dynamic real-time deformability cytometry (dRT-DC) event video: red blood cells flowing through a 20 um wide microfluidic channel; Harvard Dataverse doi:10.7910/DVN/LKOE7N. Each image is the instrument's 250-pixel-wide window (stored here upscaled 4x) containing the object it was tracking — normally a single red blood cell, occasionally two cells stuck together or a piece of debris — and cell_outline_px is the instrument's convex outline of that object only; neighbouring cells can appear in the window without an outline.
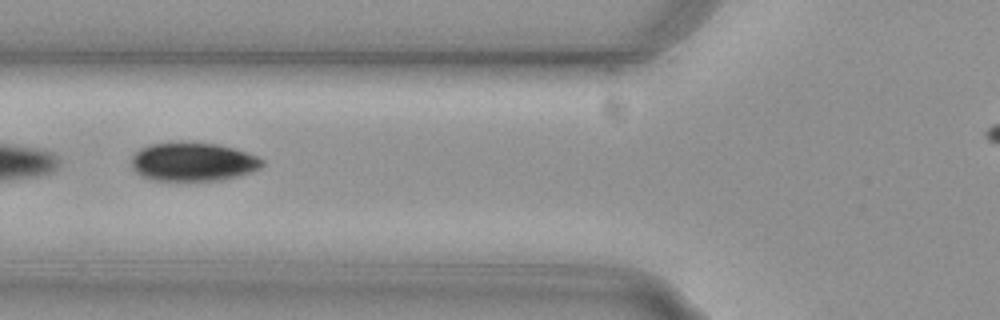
{"species": "common noctule bat (a hibernating species)", "species_latin": "Nyctalus noctula", "temperature_condition": "cold", "stored_images_in_passage": 27, "camera_frame_rate_fps": 3000, "um_per_image_px": 0.085, "animal": {"sex": "female", "body_mass_g": 29.2, "forearm_length_mm": 56.3}, "frame": {"image": 1, "passage_image": 16, "time_ms": 5.0, "image_size_px": [1000, 320], "cell_outline_px": [[264, 164], [260, 168], [236, 176], [220, 180], [148, 180], [140, 176], [132, 168], [132, 156], [140, 148], [152, 144], [216, 144], [232, 148], [256, 156], [264, 160]], "centroid_in_image_um": [16.37, 13.79], "position_along_channel_um": 109.4, "area_um2": 28.67}}